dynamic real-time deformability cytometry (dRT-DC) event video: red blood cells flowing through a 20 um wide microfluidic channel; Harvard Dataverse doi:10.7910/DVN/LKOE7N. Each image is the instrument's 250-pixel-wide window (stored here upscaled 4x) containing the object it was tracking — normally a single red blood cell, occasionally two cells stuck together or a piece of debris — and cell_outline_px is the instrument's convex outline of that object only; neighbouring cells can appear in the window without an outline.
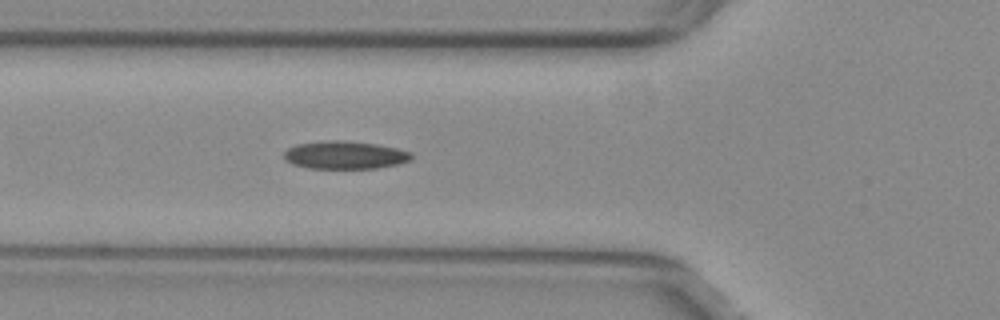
{"species": "common noctule bat (a hibernating species)", "species_latin": "Nyctalus noctula", "temperature_condition": "warm", "stored_images_in_passage": 43, "camera_frame_rate_fps": 3000, "um_per_image_px": 0.085, "animal": {"sex": "female", "body_mass_g": 29.2, "forearm_length_mm": 56.3}, "frame": {"image": 1, "passage_image": 8, "time_ms": 2.333, "image_size_px": [1000, 320], "cell_outline_px": [[412, 160], [400, 164], [376, 168], [308, 168], [292, 164], [284, 160], [284, 152], [288, 148], [296, 144], [332, 140], [344, 140], [376, 144], [396, 148], [412, 152]], "centroid_in_image_um": [29.33, 13.18], "position_along_channel_um": 96.5, "area_um2": 20.81}}
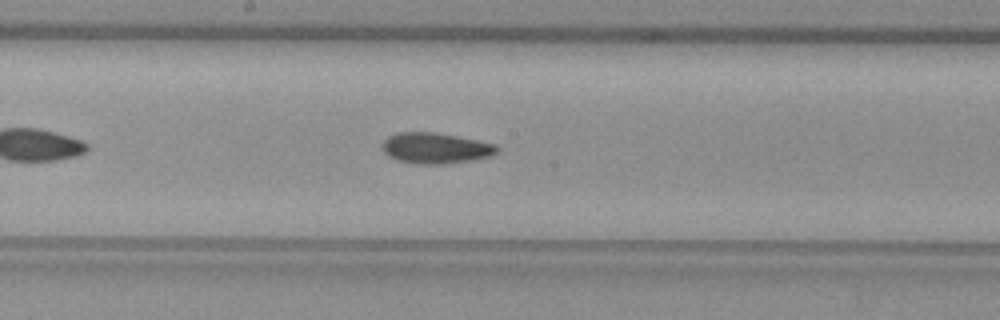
{"frame": {"image": 2, "passage_image": 17, "time_ms": 5.333, "image_size_px": [1000, 320], "cell_outline_px": [[500, 152], [488, 156], [468, 160], [440, 164], [420, 164], [400, 160], [388, 156], [380, 148], [384, 140], [388, 136], [396, 132], [436, 132], [496, 144], [500, 148]], "centroid_in_image_um": [37.0, 12.57], "position_along_channel_um": 211.2, "area_um2": 20.46}}
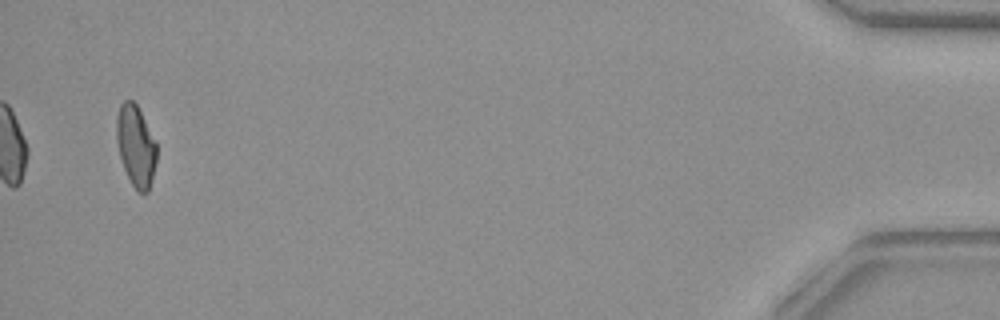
{"frame": {"image": 3, "passage_image": 41, "time_ms": 13.333, "image_size_px": [1000, 320], "cell_outline_px": [[156, 160], [148, 192], [136, 192], [124, 168], [120, 156], [116, 140], [116, 116], [120, 104], [124, 100], [132, 100], [136, 104], [156, 144]], "centroid_in_image_um": [11.51, 12.39], "position_along_channel_um": 423.7, "area_um2": 18.61}, "authors_computed_cell_mechanics": {"area_um2": 20.1144, "velocity_mm_per_s": 3.8096, "shape_relaxation_time_tau1_ms": null, "shape_relaxation_time_tau2_ms": 2.7668, "deformation_change_tau1": null, "deformation_change_tau2": 0.0923}}